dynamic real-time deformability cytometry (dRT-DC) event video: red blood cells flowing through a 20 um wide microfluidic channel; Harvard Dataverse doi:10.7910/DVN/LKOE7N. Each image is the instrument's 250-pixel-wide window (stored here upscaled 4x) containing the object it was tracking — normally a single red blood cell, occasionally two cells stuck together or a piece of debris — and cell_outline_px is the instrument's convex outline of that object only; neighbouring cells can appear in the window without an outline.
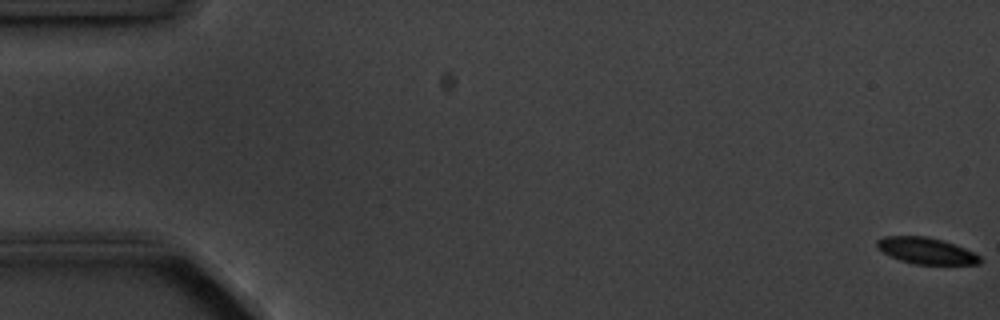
{"species": "common noctule bat (a hibernating species)", "species_latin": "Nyctalus noctula", "temperature_condition": "cold", "stored_images_in_passage": 9, "camera_frame_rate_fps": 3000, "um_per_image_px": 0.085, "animal": {"sex": "male", "body_mass_g": 20.1, "forearm_length_mm": 53.5}, "frame": {"image": 1, "passage_image": 1, "time_ms": 0.0, "image_size_px": [1000, 320], "cell_outline_px": [[984, 260], [980, 264], [916, 264], [900, 260], [876, 248], [876, 240], [884, 236], [928, 236], [964, 248], [980, 256]], "centroid_in_image_um": [78.72, 21.31], "position_along_channel_um": 6.3, "area_um2": 15.66}}
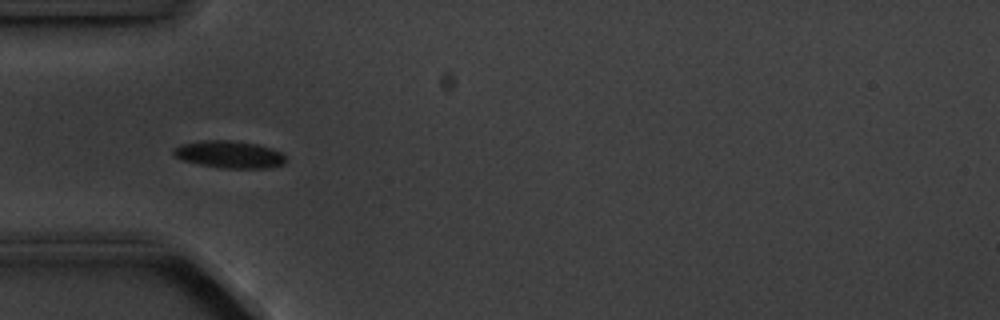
{"frame": {"image": 2, "passage_image": 6, "time_ms": 5.667, "image_size_px": [1000, 320], "cell_outline_px": [[288, 160], [284, 164], [268, 168], [220, 168], [180, 160], [172, 156], [172, 148], [180, 144], [204, 140], [228, 140], [256, 144], [272, 148], [280, 152]], "centroid_in_image_um": [19.45, 13.13], "position_along_channel_um": 65.6, "area_um2": 18.03}}
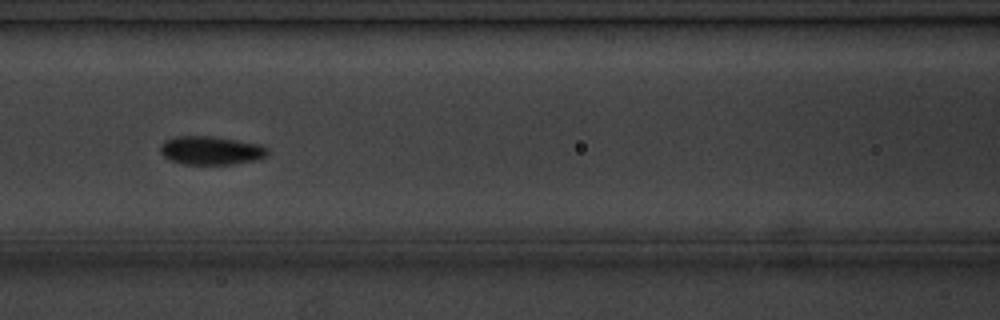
{"frame": {"image": 3, "passage_image": 8, "time_ms": 8.0, "image_size_px": [1000, 320], "cell_outline_px": [[268, 156], [256, 160], [232, 164], [184, 164], [168, 160], [160, 152], [160, 144], [164, 140], [176, 136], [208, 136], [236, 140], [260, 144], [268, 148]], "centroid_in_image_um": [17.91, 12.79], "position_along_channel_um": 148.7, "area_um2": 17.92}}